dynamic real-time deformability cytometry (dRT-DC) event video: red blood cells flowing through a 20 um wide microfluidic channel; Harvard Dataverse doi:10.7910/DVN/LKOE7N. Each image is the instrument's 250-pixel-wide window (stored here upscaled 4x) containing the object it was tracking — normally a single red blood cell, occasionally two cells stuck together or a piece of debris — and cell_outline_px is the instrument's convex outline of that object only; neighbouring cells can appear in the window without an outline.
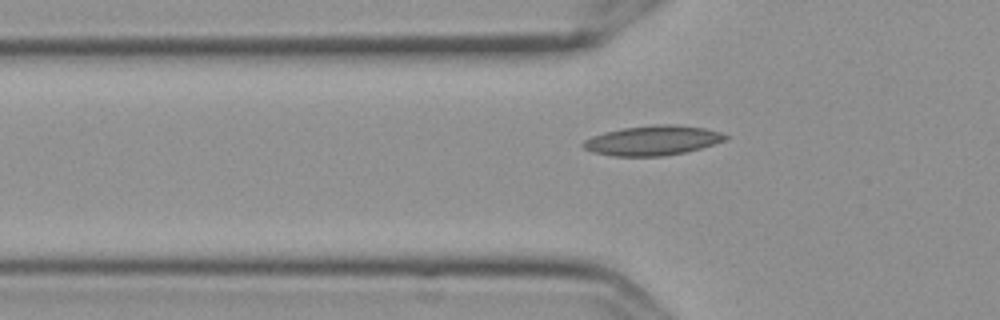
{"species": "Egyptian fruit bat (a non-hibernating species)", "species_latin": "Rousettus aegyptiacus", "temperature_condition": "cold", "stored_images_in_passage": 44, "camera_frame_rate_fps": 3000, "um_per_image_px": 0.085, "frame": {"image": 1, "passage_image": 10, "time_ms": 3.0, "image_size_px": [1000, 320], "cell_outline_px": [[728, 136], [724, 140], [700, 148], [684, 152], [664, 156], [612, 156], [592, 152], [584, 148], [580, 144], [584, 140], [592, 136], [604, 132], [620, 128], [652, 124], [676, 124], [704, 128], [720, 132]], "centroid_in_image_um": [55.41, 11.93], "position_along_channel_um": 70.4, "area_um2": 24.68}}
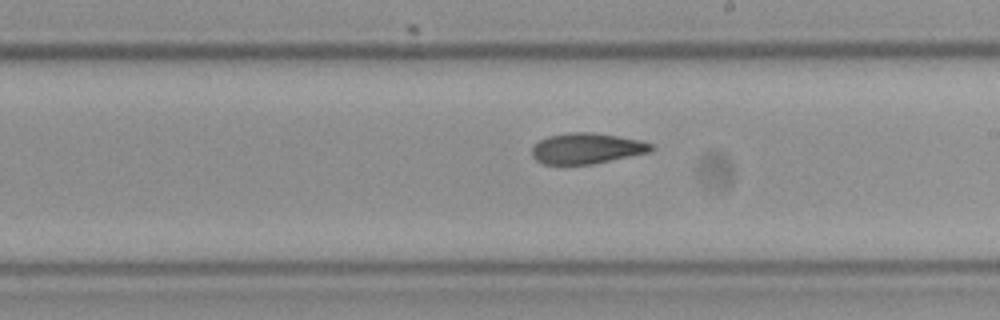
{"frame": {"image": 2, "passage_image": 24, "time_ms": 7.667, "image_size_px": [1000, 320], "cell_outline_px": [[656, 148], [652, 152], [592, 164], [544, 164], [536, 160], [532, 156], [532, 144], [548, 136], [568, 132], [592, 132], [640, 140], [652, 144]], "centroid_in_image_um": [49.88, 12.61], "position_along_channel_um": 239.1, "area_um2": 21.5}}
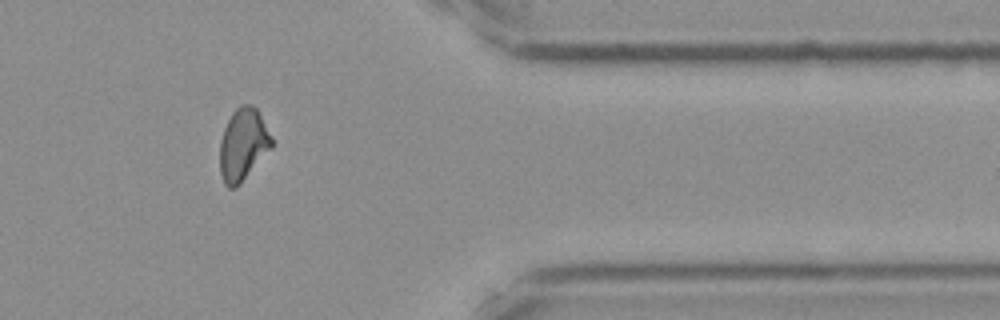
{"frame": {"image": 3, "passage_image": 38, "time_ms": 12.333, "image_size_px": [1000, 320], "cell_outline_px": [[272, 148], [240, 184], [236, 188], [228, 188], [224, 184], [220, 172], [220, 140], [224, 128], [232, 112], [240, 104], [252, 104], [256, 108], [272, 136]], "centroid_in_image_um": [20.65, 12.29], "position_along_channel_um": 390.7, "area_um2": 21.91}}